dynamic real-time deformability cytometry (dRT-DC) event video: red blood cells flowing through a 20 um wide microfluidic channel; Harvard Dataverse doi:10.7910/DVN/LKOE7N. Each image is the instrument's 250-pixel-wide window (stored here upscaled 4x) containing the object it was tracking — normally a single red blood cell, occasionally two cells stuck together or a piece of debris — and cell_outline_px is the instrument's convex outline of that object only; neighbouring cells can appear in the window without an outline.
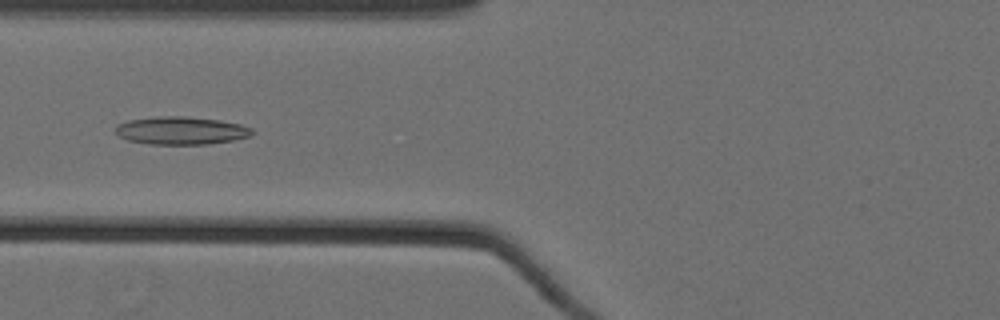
{"species": "Egyptian fruit bat (a non-hibernating species)", "species_latin": "Rousettus aegyptiacus", "temperature_condition": "cold", "stored_images_in_passage": 60, "camera_frame_rate_fps": 3000, "um_per_image_px": 0.085, "animal": {"sex": "female"}, "frame": {"image": 1, "passage_image": 27, "time_ms": 8.667, "image_size_px": [1000, 320], "cell_outline_px": [[256, 132], [248, 136], [232, 140], [208, 144], [148, 144], [128, 140], [120, 136], [116, 132], [116, 124], [128, 120], [156, 116], [184, 116], [220, 120], [240, 124], [252, 128]], "centroid_in_image_um": [15.39, 11.09], "position_along_channel_um": 110.4, "area_um2": 22.2}}
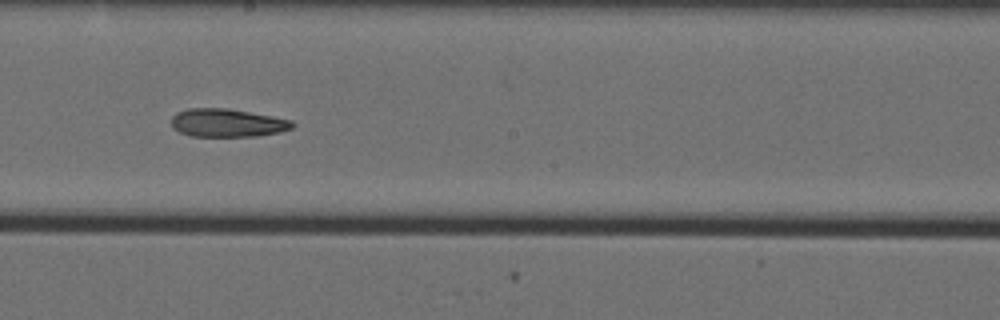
{"frame": {"image": 2, "passage_image": 37, "time_ms": 12.0, "image_size_px": [1000, 320], "cell_outline_px": [[296, 124], [292, 128], [280, 132], [256, 136], [192, 136], [180, 132], [172, 128], [172, 116], [176, 112], [188, 108], [224, 108], [272, 116], [292, 120]], "centroid_in_image_um": [19.31, 10.44], "position_along_channel_um": 228.9, "area_um2": 19.83}}
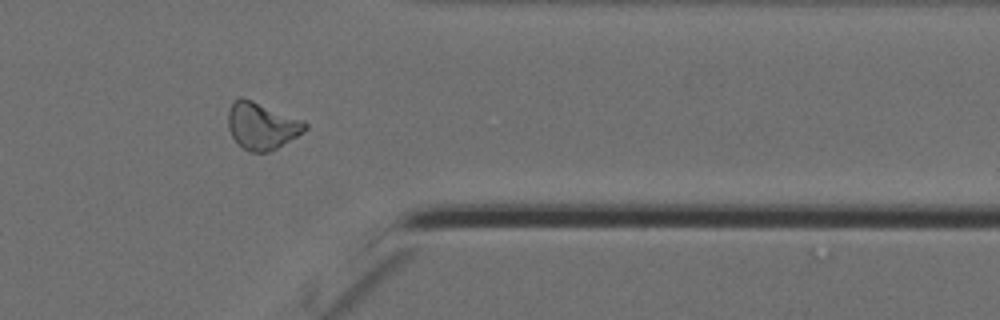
{"frame": {"image": 3, "passage_image": 51, "time_ms": 16.667, "image_size_px": [1000, 320], "cell_outline_px": [[308, 128], [304, 132], [276, 148], [268, 152], [248, 152], [232, 136], [228, 128], [228, 112], [232, 104], [240, 96], [252, 100], [304, 120], [308, 124]], "centroid_in_image_um": [22.27, 10.69], "position_along_channel_um": 389.1, "area_um2": 20.92}, "authors_computed_cell_mechanics": {"area_um2": 21.4438, "velocity_mm_per_s": 3.5441, "shape_relaxation_time_tau1_ms": null, "shape_relaxation_time_tau2_ms": 10.7149, "deformation_change_tau1": null, "deformation_change_tau2": 0.2065}}